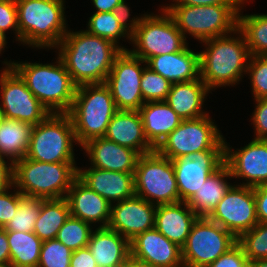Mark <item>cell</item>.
<instances>
[{
  "label": "cell",
  "mask_w": 267,
  "mask_h": 267,
  "mask_svg": "<svg viewBox=\"0 0 267 267\" xmlns=\"http://www.w3.org/2000/svg\"><path fill=\"white\" fill-rule=\"evenodd\" d=\"M0 267H12L11 264H0Z\"/></svg>",
  "instance_id": "cell-56"
},
{
  "label": "cell",
  "mask_w": 267,
  "mask_h": 267,
  "mask_svg": "<svg viewBox=\"0 0 267 267\" xmlns=\"http://www.w3.org/2000/svg\"><path fill=\"white\" fill-rule=\"evenodd\" d=\"M64 0H20L16 3L19 41L33 48H54L68 32Z\"/></svg>",
  "instance_id": "cell-4"
},
{
  "label": "cell",
  "mask_w": 267,
  "mask_h": 267,
  "mask_svg": "<svg viewBox=\"0 0 267 267\" xmlns=\"http://www.w3.org/2000/svg\"><path fill=\"white\" fill-rule=\"evenodd\" d=\"M130 255L152 267H184L182 248L168 240L155 227L130 240Z\"/></svg>",
  "instance_id": "cell-19"
},
{
  "label": "cell",
  "mask_w": 267,
  "mask_h": 267,
  "mask_svg": "<svg viewBox=\"0 0 267 267\" xmlns=\"http://www.w3.org/2000/svg\"><path fill=\"white\" fill-rule=\"evenodd\" d=\"M259 223H267V183L253 187Z\"/></svg>",
  "instance_id": "cell-46"
},
{
  "label": "cell",
  "mask_w": 267,
  "mask_h": 267,
  "mask_svg": "<svg viewBox=\"0 0 267 267\" xmlns=\"http://www.w3.org/2000/svg\"><path fill=\"white\" fill-rule=\"evenodd\" d=\"M5 1H11V2H15V3H17V2H19L20 0H5Z\"/></svg>",
  "instance_id": "cell-57"
},
{
  "label": "cell",
  "mask_w": 267,
  "mask_h": 267,
  "mask_svg": "<svg viewBox=\"0 0 267 267\" xmlns=\"http://www.w3.org/2000/svg\"><path fill=\"white\" fill-rule=\"evenodd\" d=\"M157 206L138 196L111 204L108 228L129 241L136 235L155 227Z\"/></svg>",
  "instance_id": "cell-18"
},
{
  "label": "cell",
  "mask_w": 267,
  "mask_h": 267,
  "mask_svg": "<svg viewBox=\"0 0 267 267\" xmlns=\"http://www.w3.org/2000/svg\"><path fill=\"white\" fill-rule=\"evenodd\" d=\"M217 127L208 114L182 120L155 150L171 160L189 153L212 150L225 138Z\"/></svg>",
  "instance_id": "cell-12"
},
{
  "label": "cell",
  "mask_w": 267,
  "mask_h": 267,
  "mask_svg": "<svg viewBox=\"0 0 267 267\" xmlns=\"http://www.w3.org/2000/svg\"><path fill=\"white\" fill-rule=\"evenodd\" d=\"M65 198L71 216L89 224L98 223L100 224L98 227L108 226L111 204L95 191L89 189L78 178L72 182Z\"/></svg>",
  "instance_id": "cell-22"
},
{
  "label": "cell",
  "mask_w": 267,
  "mask_h": 267,
  "mask_svg": "<svg viewBox=\"0 0 267 267\" xmlns=\"http://www.w3.org/2000/svg\"><path fill=\"white\" fill-rule=\"evenodd\" d=\"M254 100L257 105H255V110L251 118L256 136L253 139L267 140V98Z\"/></svg>",
  "instance_id": "cell-44"
},
{
  "label": "cell",
  "mask_w": 267,
  "mask_h": 267,
  "mask_svg": "<svg viewBox=\"0 0 267 267\" xmlns=\"http://www.w3.org/2000/svg\"><path fill=\"white\" fill-rule=\"evenodd\" d=\"M176 176L179 201L187 202L207 178L225 163V139L212 150L189 153L171 160Z\"/></svg>",
  "instance_id": "cell-14"
},
{
  "label": "cell",
  "mask_w": 267,
  "mask_h": 267,
  "mask_svg": "<svg viewBox=\"0 0 267 267\" xmlns=\"http://www.w3.org/2000/svg\"><path fill=\"white\" fill-rule=\"evenodd\" d=\"M225 141V163L232 178L245 179L240 186L255 187L267 183V140L252 139L246 146L233 150Z\"/></svg>",
  "instance_id": "cell-17"
},
{
  "label": "cell",
  "mask_w": 267,
  "mask_h": 267,
  "mask_svg": "<svg viewBox=\"0 0 267 267\" xmlns=\"http://www.w3.org/2000/svg\"><path fill=\"white\" fill-rule=\"evenodd\" d=\"M172 83L145 66L141 77V92L144 103L165 101Z\"/></svg>",
  "instance_id": "cell-38"
},
{
  "label": "cell",
  "mask_w": 267,
  "mask_h": 267,
  "mask_svg": "<svg viewBox=\"0 0 267 267\" xmlns=\"http://www.w3.org/2000/svg\"><path fill=\"white\" fill-rule=\"evenodd\" d=\"M76 162L46 163L26 157L13 164V188L43 199L66 197L77 178Z\"/></svg>",
  "instance_id": "cell-5"
},
{
  "label": "cell",
  "mask_w": 267,
  "mask_h": 267,
  "mask_svg": "<svg viewBox=\"0 0 267 267\" xmlns=\"http://www.w3.org/2000/svg\"><path fill=\"white\" fill-rule=\"evenodd\" d=\"M12 29L19 41V27L17 17V7L15 2L0 0V30L6 33Z\"/></svg>",
  "instance_id": "cell-42"
},
{
  "label": "cell",
  "mask_w": 267,
  "mask_h": 267,
  "mask_svg": "<svg viewBox=\"0 0 267 267\" xmlns=\"http://www.w3.org/2000/svg\"><path fill=\"white\" fill-rule=\"evenodd\" d=\"M13 185L0 193V228H4L12 219L20 201V192L16 189L13 193Z\"/></svg>",
  "instance_id": "cell-41"
},
{
  "label": "cell",
  "mask_w": 267,
  "mask_h": 267,
  "mask_svg": "<svg viewBox=\"0 0 267 267\" xmlns=\"http://www.w3.org/2000/svg\"><path fill=\"white\" fill-rule=\"evenodd\" d=\"M248 261L267 259V223H257L237 238Z\"/></svg>",
  "instance_id": "cell-37"
},
{
  "label": "cell",
  "mask_w": 267,
  "mask_h": 267,
  "mask_svg": "<svg viewBox=\"0 0 267 267\" xmlns=\"http://www.w3.org/2000/svg\"><path fill=\"white\" fill-rule=\"evenodd\" d=\"M12 185L13 164L0 157V193L9 189Z\"/></svg>",
  "instance_id": "cell-48"
},
{
  "label": "cell",
  "mask_w": 267,
  "mask_h": 267,
  "mask_svg": "<svg viewBox=\"0 0 267 267\" xmlns=\"http://www.w3.org/2000/svg\"><path fill=\"white\" fill-rule=\"evenodd\" d=\"M237 243V238L208 217H198L182 247L184 267H207Z\"/></svg>",
  "instance_id": "cell-11"
},
{
  "label": "cell",
  "mask_w": 267,
  "mask_h": 267,
  "mask_svg": "<svg viewBox=\"0 0 267 267\" xmlns=\"http://www.w3.org/2000/svg\"><path fill=\"white\" fill-rule=\"evenodd\" d=\"M246 74L254 99L267 98V56H250Z\"/></svg>",
  "instance_id": "cell-40"
},
{
  "label": "cell",
  "mask_w": 267,
  "mask_h": 267,
  "mask_svg": "<svg viewBox=\"0 0 267 267\" xmlns=\"http://www.w3.org/2000/svg\"><path fill=\"white\" fill-rule=\"evenodd\" d=\"M0 71V106L5 118L19 120L31 126L42 122L50 112L27 88L25 81L12 67H5Z\"/></svg>",
  "instance_id": "cell-15"
},
{
  "label": "cell",
  "mask_w": 267,
  "mask_h": 267,
  "mask_svg": "<svg viewBox=\"0 0 267 267\" xmlns=\"http://www.w3.org/2000/svg\"><path fill=\"white\" fill-rule=\"evenodd\" d=\"M147 67L172 84L190 82L200 78V54L188 48L150 58Z\"/></svg>",
  "instance_id": "cell-24"
},
{
  "label": "cell",
  "mask_w": 267,
  "mask_h": 267,
  "mask_svg": "<svg viewBox=\"0 0 267 267\" xmlns=\"http://www.w3.org/2000/svg\"><path fill=\"white\" fill-rule=\"evenodd\" d=\"M135 195L154 205L179 202L171 159L156 150L140 155L134 172Z\"/></svg>",
  "instance_id": "cell-10"
},
{
  "label": "cell",
  "mask_w": 267,
  "mask_h": 267,
  "mask_svg": "<svg viewBox=\"0 0 267 267\" xmlns=\"http://www.w3.org/2000/svg\"><path fill=\"white\" fill-rule=\"evenodd\" d=\"M89 18L87 32L95 36L112 41L121 50H129L123 46H119L121 37L129 39L131 43V35L123 28V26L114 17L111 12H93Z\"/></svg>",
  "instance_id": "cell-34"
},
{
  "label": "cell",
  "mask_w": 267,
  "mask_h": 267,
  "mask_svg": "<svg viewBox=\"0 0 267 267\" xmlns=\"http://www.w3.org/2000/svg\"><path fill=\"white\" fill-rule=\"evenodd\" d=\"M72 250L57 239L42 243L38 267H70Z\"/></svg>",
  "instance_id": "cell-39"
},
{
  "label": "cell",
  "mask_w": 267,
  "mask_h": 267,
  "mask_svg": "<svg viewBox=\"0 0 267 267\" xmlns=\"http://www.w3.org/2000/svg\"><path fill=\"white\" fill-rule=\"evenodd\" d=\"M171 5L210 6V5H241L243 0H172Z\"/></svg>",
  "instance_id": "cell-49"
},
{
  "label": "cell",
  "mask_w": 267,
  "mask_h": 267,
  "mask_svg": "<svg viewBox=\"0 0 267 267\" xmlns=\"http://www.w3.org/2000/svg\"><path fill=\"white\" fill-rule=\"evenodd\" d=\"M97 267H121L131 256L130 241L108 227H96L88 243Z\"/></svg>",
  "instance_id": "cell-26"
},
{
  "label": "cell",
  "mask_w": 267,
  "mask_h": 267,
  "mask_svg": "<svg viewBox=\"0 0 267 267\" xmlns=\"http://www.w3.org/2000/svg\"><path fill=\"white\" fill-rule=\"evenodd\" d=\"M70 216L66 198L44 199L34 225V233L42 240L56 239L59 229Z\"/></svg>",
  "instance_id": "cell-31"
},
{
  "label": "cell",
  "mask_w": 267,
  "mask_h": 267,
  "mask_svg": "<svg viewBox=\"0 0 267 267\" xmlns=\"http://www.w3.org/2000/svg\"><path fill=\"white\" fill-rule=\"evenodd\" d=\"M55 48L77 86L105 83L115 57L122 51L112 41L86 30H68Z\"/></svg>",
  "instance_id": "cell-1"
},
{
  "label": "cell",
  "mask_w": 267,
  "mask_h": 267,
  "mask_svg": "<svg viewBox=\"0 0 267 267\" xmlns=\"http://www.w3.org/2000/svg\"><path fill=\"white\" fill-rule=\"evenodd\" d=\"M33 126L19 120L5 118L0 125V157L14 164L27 154Z\"/></svg>",
  "instance_id": "cell-30"
},
{
  "label": "cell",
  "mask_w": 267,
  "mask_h": 267,
  "mask_svg": "<svg viewBox=\"0 0 267 267\" xmlns=\"http://www.w3.org/2000/svg\"><path fill=\"white\" fill-rule=\"evenodd\" d=\"M43 198L23 195L11 221L4 227L6 231L34 232V225L40 214Z\"/></svg>",
  "instance_id": "cell-35"
},
{
  "label": "cell",
  "mask_w": 267,
  "mask_h": 267,
  "mask_svg": "<svg viewBox=\"0 0 267 267\" xmlns=\"http://www.w3.org/2000/svg\"><path fill=\"white\" fill-rule=\"evenodd\" d=\"M197 218L196 213L186 202L157 205L155 228L168 240L182 248Z\"/></svg>",
  "instance_id": "cell-25"
},
{
  "label": "cell",
  "mask_w": 267,
  "mask_h": 267,
  "mask_svg": "<svg viewBox=\"0 0 267 267\" xmlns=\"http://www.w3.org/2000/svg\"><path fill=\"white\" fill-rule=\"evenodd\" d=\"M3 64L6 65L4 67H12L20 75L27 88L50 113H68L77 85L59 56L54 64L26 61H4Z\"/></svg>",
  "instance_id": "cell-3"
},
{
  "label": "cell",
  "mask_w": 267,
  "mask_h": 267,
  "mask_svg": "<svg viewBox=\"0 0 267 267\" xmlns=\"http://www.w3.org/2000/svg\"><path fill=\"white\" fill-rule=\"evenodd\" d=\"M117 111L110 89L105 83L77 86L67 114L72 120L78 145L104 137L109 122Z\"/></svg>",
  "instance_id": "cell-6"
},
{
  "label": "cell",
  "mask_w": 267,
  "mask_h": 267,
  "mask_svg": "<svg viewBox=\"0 0 267 267\" xmlns=\"http://www.w3.org/2000/svg\"><path fill=\"white\" fill-rule=\"evenodd\" d=\"M139 112L147 141L155 149L183 120L166 101L146 102Z\"/></svg>",
  "instance_id": "cell-28"
},
{
  "label": "cell",
  "mask_w": 267,
  "mask_h": 267,
  "mask_svg": "<svg viewBox=\"0 0 267 267\" xmlns=\"http://www.w3.org/2000/svg\"><path fill=\"white\" fill-rule=\"evenodd\" d=\"M70 267H97L88 246L72 252Z\"/></svg>",
  "instance_id": "cell-47"
},
{
  "label": "cell",
  "mask_w": 267,
  "mask_h": 267,
  "mask_svg": "<svg viewBox=\"0 0 267 267\" xmlns=\"http://www.w3.org/2000/svg\"><path fill=\"white\" fill-rule=\"evenodd\" d=\"M142 63H145L142 67ZM147 63L122 50L114 59L105 84L110 89L117 110L139 111L144 104L141 92V77Z\"/></svg>",
  "instance_id": "cell-13"
},
{
  "label": "cell",
  "mask_w": 267,
  "mask_h": 267,
  "mask_svg": "<svg viewBox=\"0 0 267 267\" xmlns=\"http://www.w3.org/2000/svg\"><path fill=\"white\" fill-rule=\"evenodd\" d=\"M89 156L90 167L108 171L134 173L140 154L129 147L119 145L105 137H97L83 144Z\"/></svg>",
  "instance_id": "cell-21"
},
{
  "label": "cell",
  "mask_w": 267,
  "mask_h": 267,
  "mask_svg": "<svg viewBox=\"0 0 267 267\" xmlns=\"http://www.w3.org/2000/svg\"><path fill=\"white\" fill-rule=\"evenodd\" d=\"M209 92L206 84L198 78L172 84L165 101L183 120L196 119L209 114L202 110Z\"/></svg>",
  "instance_id": "cell-27"
},
{
  "label": "cell",
  "mask_w": 267,
  "mask_h": 267,
  "mask_svg": "<svg viewBox=\"0 0 267 267\" xmlns=\"http://www.w3.org/2000/svg\"><path fill=\"white\" fill-rule=\"evenodd\" d=\"M233 34L238 36L230 34L201 42L206 50L199 52L200 79L210 91L237 85L247 71L251 55L245 36L239 29Z\"/></svg>",
  "instance_id": "cell-2"
},
{
  "label": "cell",
  "mask_w": 267,
  "mask_h": 267,
  "mask_svg": "<svg viewBox=\"0 0 267 267\" xmlns=\"http://www.w3.org/2000/svg\"><path fill=\"white\" fill-rule=\"evenodd\" d=\"M121 267H152L147 265L146 263L137 261L133 259L131 256L122 264Z\"/></svg>",
  "instance_id": "cell-52"
},
{
  "label": "cell",
  "mask_w": 267,
  "mask_h": 267,
  "mask_svg": "<svg viewBox=\"0 0 267 267\" xmlns=\"http://www.w3.org/2000/svg\"><path fill=\"white\" fill-rule=\"evenodd\" d=\"M4 120H5V114L0 106V125L4 122Z\"/></svg>",
  "instance_id": "cell-55"
},
{
  "label": "cell",
  "mask_w": 267,
  "mask_h": 267,
  "mask_svg": "<svg viewBox=\"0 0 267 267\" xmlns=\"http://www.w3.org/2000/svg\"><path fill=\"white\" fill-rule=\"evenodd\" d=\"M208 218L236 238L251 230L258 223L253 187L234 184Z\"/></svg>",
  "instance_id": "cell-16"
},
{
  "label": "cell",
  "mask_w": 267,
  "mask_h": 267,
  "mask_svg": "<svg viewBox=\"0 0 267 267\" xmlns=\"http://www.w3.org/2000/svg\"><path fill=\"white\" fill-rule=\"evenodd\" d=\"M77 168V178L110 204L135 196L134 173Z\"/></svg>",
  "instance_id": "cell-20"
},
{
  "label": "cell",
  "mask_w": 267,
  "mask_h": 267,
  "mask_svg": "<svg viewBox=\"0 0 267 267\" xmlns=\"http://www.w3.org/2000/svg\"><path fill=\"white\" fill-rule=\"evenodd\" d=\"M207 267H249V261L242 247L236 243Z\"/></svg>",
  "instance_id": "cell-43"
},
{
  "label": "cell",
  "mask_w": 267,
  "mask_h": 267,
  "mask_svg": "<svg viewBox=\"0 0 267 267\" xmlns=\"http://www.w3.org/2000/svg\"><path fill=\"white\" fill-rule=\"evenodd\" d=\"M0 264H10V248L4 228H0Z\"/></svg>",
  "instance_id": "cell-50"
},
{
  "label": "cell",
  "mask_w": 267,
  "mask_h": 267,
  "mask_svg": "<svg viewBox=\"0 0 267 267\" xmlns=\"http://www.w3.org/2000/svg\"><path fill=\"white\" fill-rule=\"evenodd\" d=\"M12 267H38L43 241L34 232L7 231Z\"/></svg>",
  "instance_id": "cell-32"
},
{
  "label": "cell",
  "mask_w": 267,
  "mask_h": 267,
  "mask_svg": "<svg viewBox=\"0 0 267 267\" xmlns=\"http://www.w3.org/2000/svg\"><path fill=\"white\" fill-rule=\"evenodd\" d=\"M249 267H267V259L250 261Z\"/></svg>",
  "instance_id": "cell-53"
},
{
  "label": "cell",
  "mask_w": 267,
  "mask_h": 267,
  "mask_svg": "<svg viewBox=\"0 0 267 267\" xmlns=\"http://www.w3.org/2000/svg\"><path fill=\"white\" fill-rule=\"evenodd\" d=\"M131 42L134 48L129 51L145 62L154 56L179 52L188 45L164 7H161V15H142L138 27L131 35Z\"/></svg>",
  "instance_id": "cell-9"
},
{
  "label": "cell",
  "mask_w": 267,
  "mask_h": 267,
  "mask_svg": "<svg viewBox=\"0 0 267 267\" xmlns=\"http://www.w3.org/2000/svg\"><path fill=\"white\" fill-rule=\"evenodd\" d=\"M238 29L244 34L251 56H267V14H241Z\"/></svg>",
  "instance_id": "cell-33"
},
{
  "label": "cell",
  "mask_w": 267,
  "mask_h": 267,
  "mask_svg": "<svg viewBox=\"0 0 267 267\" xmlns=\"http://www.w3.org/2000/svg\"><path fill=\"white\" fill-rule=\"evenodd\" d=\"M7 36H6V34L5 33H3L1 30H0V54H1V52H2V50H4L5 49V45L7 44V41H6V38Z\"/></svg>",
  "instance_id": "cell-54"
},
{
  "label": "cell",
  "mask_w": 267,
  "mask_h": 267,
  "mask_svg": "<svg viewBox=\"0 0 267 267\" xmlns=\"http://www.w3.org/2000/svg\"><path fill=\"white\" fill-rule=\"evenodd\" d=\"M241 5H169L162 6L171 15L177 28L186 39V33L203 42L234 33L238 29V12Z\"/></svg>",
  "instance_id": "cell-7"
},
{
  "label": "cell",
  "mask_w": 267,
  "mask_h": 267,
  "mask_svg": "<svg viewBox=\"0 0 267 267\" xmlns=\"http://www.w3.org/2000/svg\"><path fill=\"white\" fill-rule=\"evenodd\" d=\"M104 137L119 145L134 149L140 155L155 150L147 141L139 111L118 110L110 120Z\"/></svg>",
  "instance_id": "cell-23"
},
{
  "label": "cell",
  "mask_w": 267,
  "mask_h": 267,
  "mask_svg": "<svg viewBox=\"0 0 267 267\" xmlns=\"http://www.w3.org/2000/svg\"><path fill=\"white\" fill-rule=\"evenodd\" d=\"M73 143L78 144L70 116L50 113L33 126L25 157L46 163L76 162Z\"/></svg>",
  "instance_id": "cell-8"
},
{
  "label": "cell",
  "mask_w": 267,
  "mask_h": 267,
  "mask_svg": "<svg viewBox=\"0 0 267 267\" xmlns=\"http://www.w3.org/2000/svg\"><path fill=\"white\" fill-rule=\"evenodd\" d=\"M122 0H92L96 12H111Z\"/></svg>",
  "instance_id": "cell-51"
},
{
  "label": "cell",
  "mask_w": 267,
  "mask_h": 267,
  "mask_svg": "<svg viewBox=\"0 0 267 267\" xmlns=\"http://www.w3.org/2000/svg\"><path fill=\"white\" fill-rule=\"evenodd\" d=\"M92 231L91 224L70 215L59 229L56 239L76 251L88 246Z\"/></svg>",
  "instance_id": "cell-36"
},
{
  "label": "cell",
  "mask_w": 267,
  "mask_h": 267,
  "mask_svg": "<svg viewBox=\"0 0 267 267\" xmlns=\"http://www.w3.org/2000/svg\"><path fill=\"white\" fill-rule=\"evenodd\" d=\"M125 0H122L113 10L114 17L118 20V22L123 26V28L130 34L132 35L136 28L139 25V22L142 18L140 17L132 18L131 21H128V18L130 14V9L128 8V5L125 3ZM130 22V23H127Z\"/></svg>",
  "instance_id": "cell-45"
},
{
  "label": "cell",
  "mask_w": 267,
  "mask_h": 267,
  "mask_svg": "<svg viewBox=\"0 0 267 267\" xmlns=\"http://www.w3.org/2000/svg\"><path fill=\"white\" fill-rule=\"evenodd\" d=\"M227 178H232V174L227 164L224 163L186 202L198 217H208L233 186L227 182Z\"/></svg>",
  "instance_id": "cell-29"
}]
</instances>
